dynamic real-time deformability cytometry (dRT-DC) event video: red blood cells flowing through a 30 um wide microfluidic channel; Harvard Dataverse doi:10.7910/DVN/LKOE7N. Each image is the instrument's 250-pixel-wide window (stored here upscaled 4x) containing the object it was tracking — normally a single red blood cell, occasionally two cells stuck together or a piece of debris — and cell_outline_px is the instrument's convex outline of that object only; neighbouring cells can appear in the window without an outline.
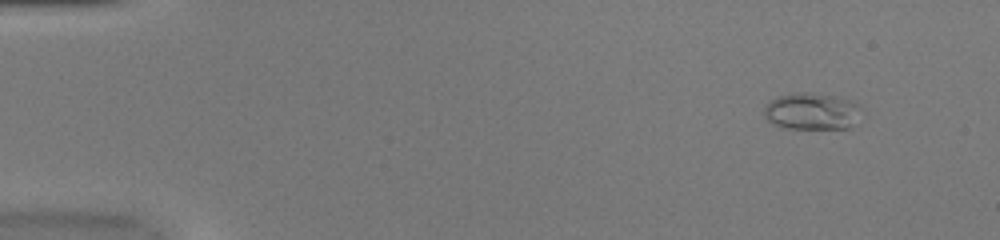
{"species": "common noctule bat (a hibernating species)", "species_latin": "Nyctalus noctula", "temperature_condition": "warm", "stored_images_in_passage": 8, "camera_frame_rate_fps": 3000, "um_per_image_px": 0.085, "animal": {"sex": "female", "body_mass_g": 20.0, "forearm_length_mm": 54.0}, "frame": {"image": 1, "passage_image": 1, "time_ms": 0.0, "image_size_px": [1000, 240], "cell_outline_px": [[860, 108], [848, 128], [784, 128], [772, 124], [764, 116], [764, 108], [772, 100], [780, 96], [792, 92], [808, 92], [836, 96], [852, 100], [860, 104]], "centroid_in_image_um": [68.95, 9.44], "position_along_channel_um": 16.1, "area_um2": 20.58}}